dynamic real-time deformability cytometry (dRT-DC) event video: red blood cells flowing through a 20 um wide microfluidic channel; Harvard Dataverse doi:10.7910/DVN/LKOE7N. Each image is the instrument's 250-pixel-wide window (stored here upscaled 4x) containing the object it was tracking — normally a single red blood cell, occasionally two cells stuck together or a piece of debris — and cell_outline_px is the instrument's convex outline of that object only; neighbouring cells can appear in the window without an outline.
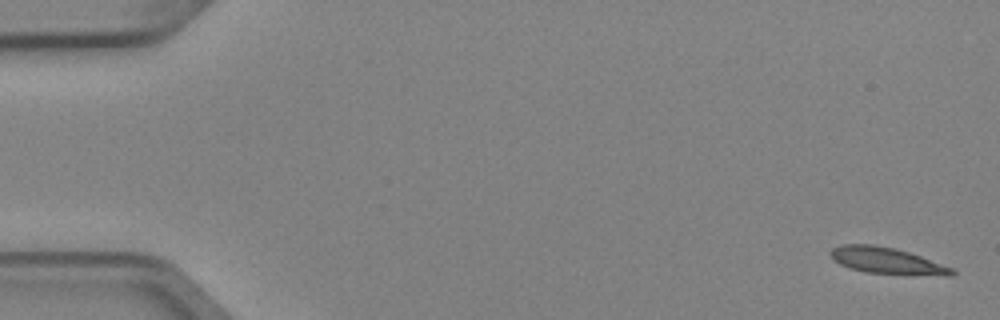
{"species": "Egyptian fruit bat (a non-hibernating species)", "species_latin": "Rousettus aegyptiacus", "temperature_condition": "cold", "stored_images_in_passage": 4, "camera_frame_rate_fps": 3000, "um_per_image_px": 0.085, "animal": {"sex": "female"}, "frame": {"image": 1, "passage_image": 1, "time_ms": 0.0, "image_size_px": [1000, 320], "cell_outline_px": [[956, 272], [952, 276], [912, 276], [868, 272], [852, 268], [840, 264], [828, 252], [832, 248], [844, 244], [872, 244], [892, 248], [908, 252], [920, 256], [952, 268]], "centroid_in_image_um": [75.44, 22.18], "position_along_channel_um": 9.6, "area_um2": 18.67}}